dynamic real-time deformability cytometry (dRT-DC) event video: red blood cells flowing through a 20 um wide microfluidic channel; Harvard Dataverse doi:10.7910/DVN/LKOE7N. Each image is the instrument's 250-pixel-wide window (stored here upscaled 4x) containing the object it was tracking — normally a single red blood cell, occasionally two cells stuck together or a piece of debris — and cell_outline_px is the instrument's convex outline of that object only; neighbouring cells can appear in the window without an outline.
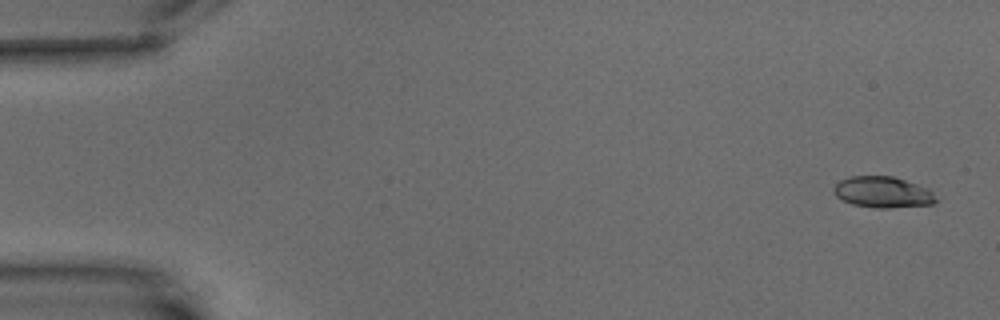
{"species": "common noctule bat (a hibernating species)", "species_latin": "Nyctalus noctula", "temperature_condition": "warm", "stored_images_in_passage": 6, "camera_frame_rate_fps": 3000, "um_per_image_px": 0.085, "animal": {"sex": "male", "body_mass_g": 15.6}, "frame": {"image": 1, "passage_image": 1, "time_ms": 0.0, "image_size_px": [1000, 320], "cell_outline_px": [[936, 200], [932, 204], [888, 208], [876, 208], [852, 204], [836, 196], [832, 192], [832, 188], [840, 180], [848, 176], [892, 176], [928, 188], [932, 192]], "centroid_in_image_um": [74.99, 16.33], "position_along_channel_um": 10.0, "area_um2": 18.44}}
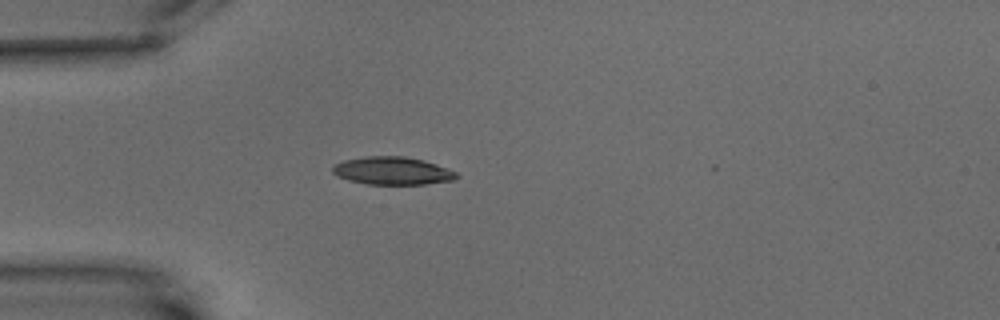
{"frame": {"image": 2, "passage_image": 5, "time_ms": 5.0, "image_size_px": [1000, 320], "cell_outline_px": [[460, 176], [452, 180], [424, 184], [368, 184], [348, 180], [336, 176], [332, 172], [332, 168], [336, 164], [344, 160], [364, 156], [404, 156], [424, 160], [436, 164], [456, 172]], "centroid_in_image_um": [33.34, 14.51], "position_along_channel_um": 51.7, "area_um2": 20.06}}